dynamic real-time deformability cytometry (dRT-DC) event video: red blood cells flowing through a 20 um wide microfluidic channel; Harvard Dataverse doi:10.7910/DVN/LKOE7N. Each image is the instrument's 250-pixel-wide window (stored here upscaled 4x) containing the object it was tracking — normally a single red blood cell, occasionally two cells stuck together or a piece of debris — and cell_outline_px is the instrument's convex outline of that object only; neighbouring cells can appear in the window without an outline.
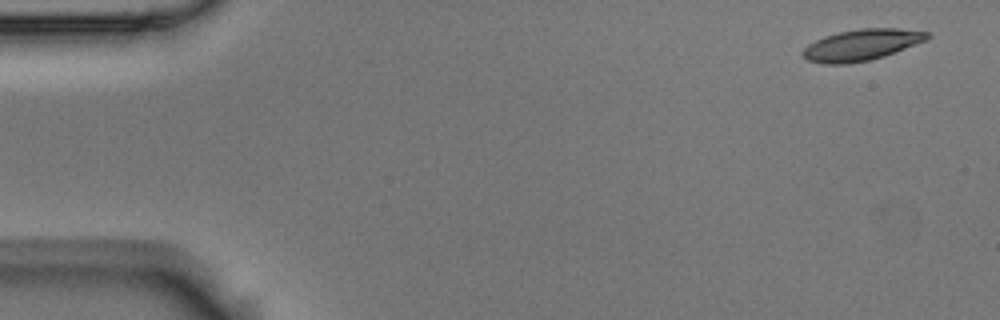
{"species": "Egyptian fruit bat (a non-hibernating species)", "species_latin": "Rousettus aegyptiacus", "temperature_condition": "room temperature", "stored_images_in_passage": 9, "camera_frame_rate_fps": 3000, "um_per_image_px": 0.085, "animal": {"sex": "male"}, "frame": {"image": 1, "passage_image": 1, "time_ms": 0.0, "image_size_px": [1000, 320], "cell_outline_px": [[932, 36], [928, 40], [884, 56], [868, 60], [848, 64], [824, 64], [808, 60], [800, 52], [808, 44], [824, 36], [840, 32], [860, 28], [896, 28], [928, 32]], "centroid_in_image_um": [73.24, 3.81], "position_along_channel_um": 11.8, "area_um2": 22.66}}
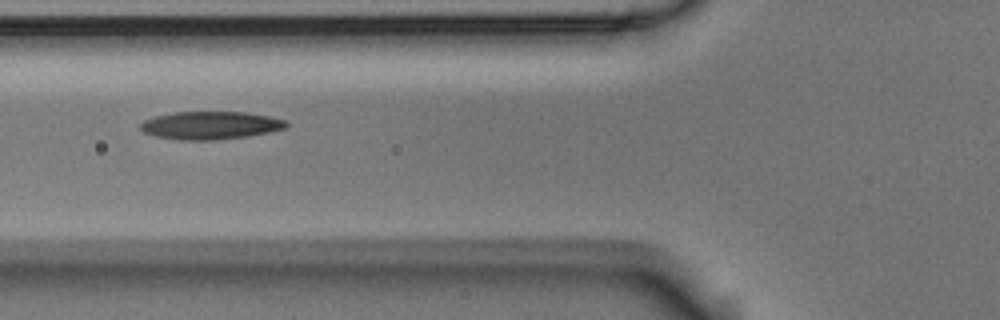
{"frame": {"image": 2, "passage_image": 6, "time_ms": 1.667, "image_size_px": [1000, 320], "cell_outline_px": [[288, 124], [284, 128], [268, 132], [248, 136], [216, 140], [176, 140], [156, 136], [144, 132], [140, 128], [140, 124], [144, 120], [156, 116], [172, 112], [244, 112], [268, 116], [284, 120]], "centroid_in_image_um": [17.84, 10.66], "position_along_channel_um": 108.0, "area_um2": 23.58}}
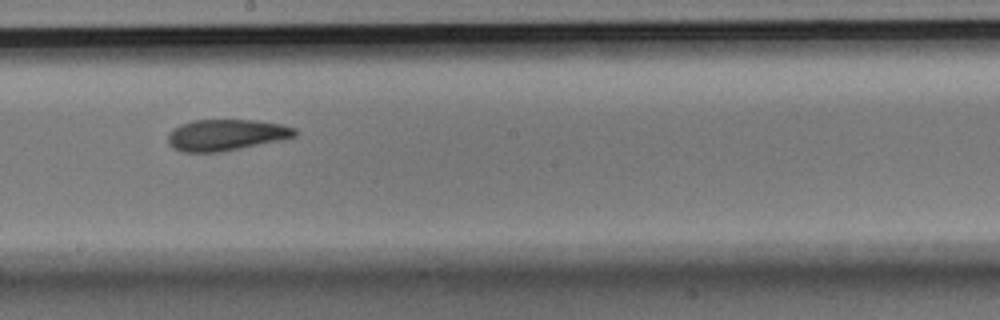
{"frame": {"image": 3, "passage_image": 9, "time_ms": 2.667, "image_size_px": [1000, 320], "cell_outline_px": [[296, 136], [284, 140], [220, 152], [180, 152], [172, 148], [168, 144], [168, 132], [172, 128], [180, 124], [192, 120], [256, 120], [280, 124], [296, 128]], "centroid_in_image_um": [19.19, 11.47], "position_along_channel_um": 229.0, "area_um2": 23.47}}